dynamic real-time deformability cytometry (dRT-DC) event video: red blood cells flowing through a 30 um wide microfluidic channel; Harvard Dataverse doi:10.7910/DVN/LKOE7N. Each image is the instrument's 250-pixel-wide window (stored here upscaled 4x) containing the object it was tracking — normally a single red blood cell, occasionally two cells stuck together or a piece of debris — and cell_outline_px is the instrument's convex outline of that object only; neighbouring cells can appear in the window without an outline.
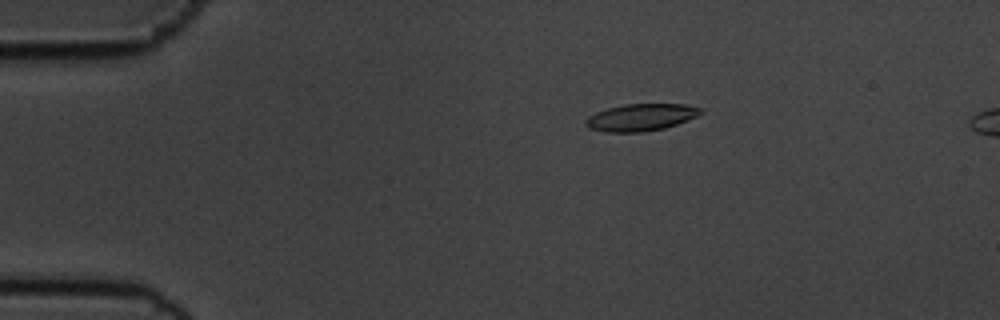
{"species": "common noctule bat (a hibernating species)", "species_latin": "Nyctalus noctula", "temperature_condition": "cold", "stored_images_in_passage": 58, "camera_frame_rate_fps": 3000, "um_per_image_px": 0.085, "animal": {"sex": "male", "body_mass_g": 19.5, "forearm_length_mm": 54.6}, "frame": {"image": 1, "passage_image": 11, "time_ms": 3.333, "image_size_px": [1000, 320], "cell_outline_px": [[704, 112], [688, 120], [664, 128], [644, 132], [604, 132], [588, 128], [584, 124], [584, 120], [588, 116], [596, 112], [608, 108], [624, 104], [684, 104], [700, 108]], "centroid_in_image_um": [54.43, 9.98], "position_along_channel_um": 30.6, "area_um2": 18.21}}
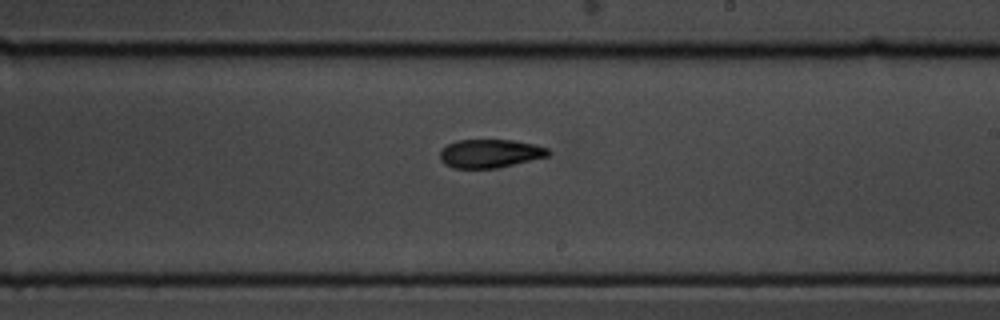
{"frame": {"image": 2, "passage_image": 34, "time_ms": 11.0, "image_size_px": [1000, 320], "cell_outline_px": [[552, 152], [548, 156], [496, 168], [452, 168], [444, 164], [440, 160], [440, 152], [448, 144], [456, 140], [512, 140], [532, 144], [548, 148]], "centroid_in_image_um": [41.63, 13.05], "position_along_channel_um": 247.4, "area_um2": 17.86}}
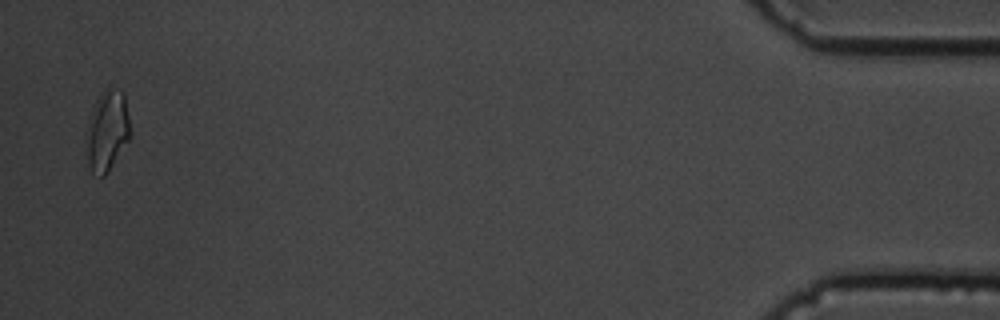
{"frame": {"image": 3, "passage_image": 56, "time_ms": 18.333, "image_size_px": [1000, 320], "cell_outline_px": [[132, 136], [108, 172], [104, 176], [100, 176], [92, 172], [88, 164], [84, 132], [96, 100], [104, 88], [108, 84], [120, 88], [124, 92]], "centroid_in_image_um": [9.11, 11.06], "position_along_channel_um": 426.1, "area_um2": 21.39}}